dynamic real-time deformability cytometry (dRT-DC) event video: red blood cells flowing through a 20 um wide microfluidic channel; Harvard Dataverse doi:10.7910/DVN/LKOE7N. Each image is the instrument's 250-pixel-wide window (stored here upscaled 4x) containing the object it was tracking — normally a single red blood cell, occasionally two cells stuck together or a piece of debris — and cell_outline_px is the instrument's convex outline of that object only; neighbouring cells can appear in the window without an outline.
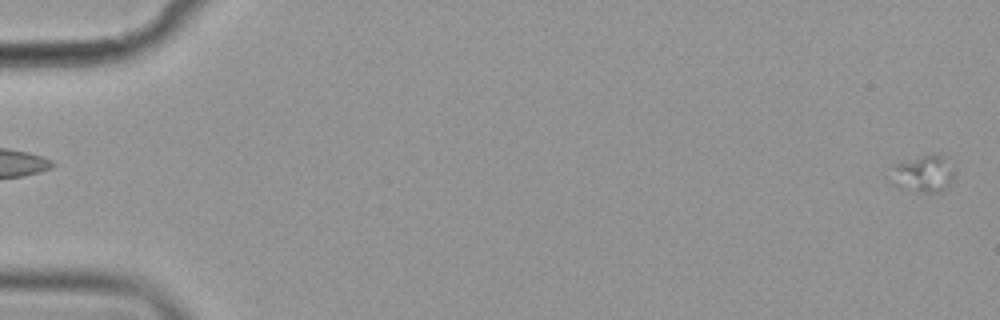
{"species": "common noctule bat (a hibernating species)", "species_latin": "Nyctalus noctula", "temperature_condition": "cold", "stored_images_in_passage": 42, "camera_frame_rate_fps": 3000, "um_per_image_px": 0.085, "animal": {"sex": "female", "body_mass_g": 19.9}, "frame": {"image": 1, "passage_image": 1, "time_ms": 0.0, "image_size_px": [1000, 320], "cell_outline_px": [[956, 172], [952, 180], [940, 192], [916, 192], [892, 184], [888, 180], [896, 164], [924, 156], [948, 156]], "centroid_in_image_um": [78.52, 14.79], "position_along_channel_um": 6.5, "area_um2": 13.53}}